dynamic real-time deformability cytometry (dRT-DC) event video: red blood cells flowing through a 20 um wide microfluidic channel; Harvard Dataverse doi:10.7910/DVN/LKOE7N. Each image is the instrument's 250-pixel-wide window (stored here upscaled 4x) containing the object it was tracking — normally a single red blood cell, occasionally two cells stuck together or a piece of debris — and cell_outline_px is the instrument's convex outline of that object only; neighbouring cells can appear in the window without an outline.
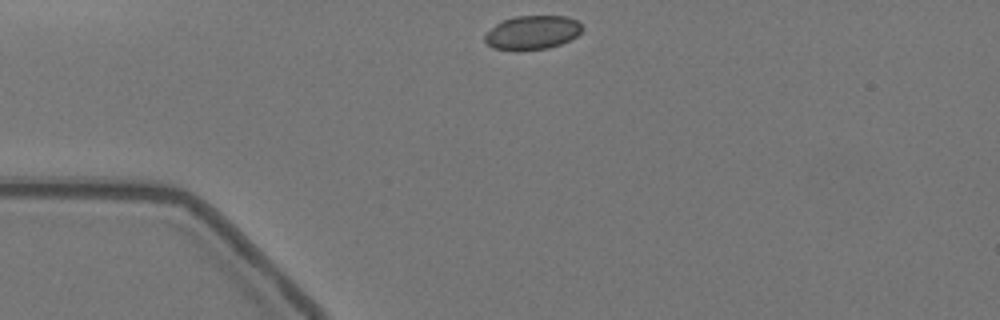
{"species": "Egyptian fruit bat (a non-hibernating species)", "species_latin": "Rousettus aegyptiacus", "temperature_condition": "warm", "stored_images_in_passage": 14, "camera_frame_rate_fps": 3000, "um_per_image_px": 0.085, "animal": {"sex": "female"}, "frame": {"image": 1, "passage_image": 1, "time_ms": 0.0, "image_size_px": [1000, 320], "cell_outline_px": [[584, 28], [576, 36], [560, 44], [548, 48], [520, 52], [516, 52], [492, 48], [484, 40], [484, 36], [496, 24], [504, 20], [516, 16], [568, 16], [576, 20]], "centroid_in_image_um": [45.23, 2.79], "position_along_channel_um": 39.8, "area_um2": 19.42}}
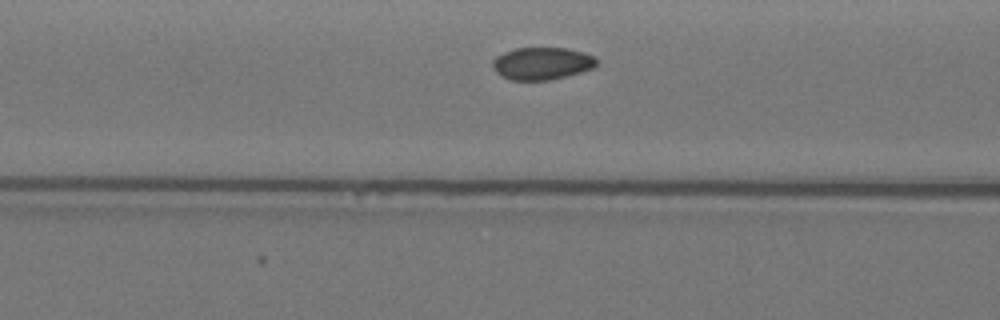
{"frame": {"image": 2, "passage_image": 10, "time_ms": 3.0, "image_size_px": [1000, 320], "cell_outline_px": [[596, 64], [592, 68], [580, 72], [548, 80], [512, 80], [500, 76], [492, 68], [492, 60], [496, 56], [504, 52], [516, 48], [564, 48], [596, 56]], "centroid_in_image_um": [46.01, 5.39], "position_along_channel_um": 120.6, "area_um2": 19.48}}
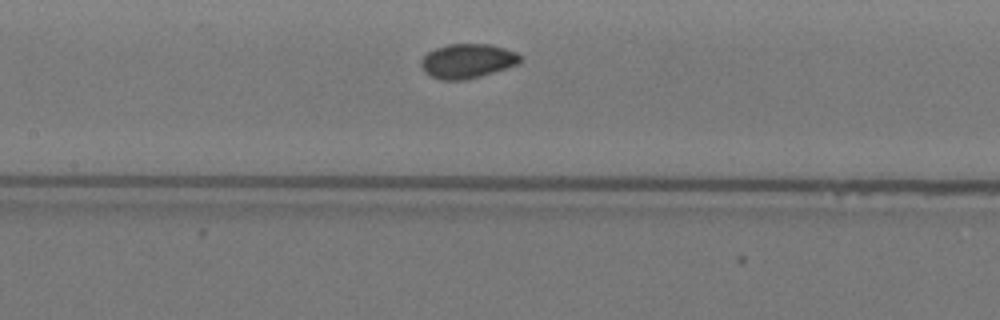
{"frame": {"image": 3, "passage_image": 14, "time_ms": 4.333, "image_size_px": [1000, 320], "cell_outline_px": [[520, 64], [480, 76], [464, 80], [440, 80], [424, 72], [420, 64], [424, 56], [428, 52], [436, 48], [448, 44], [492, 44], [516, 52], [520, 56]], "centroid_in_image_um": [39.73, 5.18], "position_along_channel_um": 167.7, "area_um2": 19.83}}